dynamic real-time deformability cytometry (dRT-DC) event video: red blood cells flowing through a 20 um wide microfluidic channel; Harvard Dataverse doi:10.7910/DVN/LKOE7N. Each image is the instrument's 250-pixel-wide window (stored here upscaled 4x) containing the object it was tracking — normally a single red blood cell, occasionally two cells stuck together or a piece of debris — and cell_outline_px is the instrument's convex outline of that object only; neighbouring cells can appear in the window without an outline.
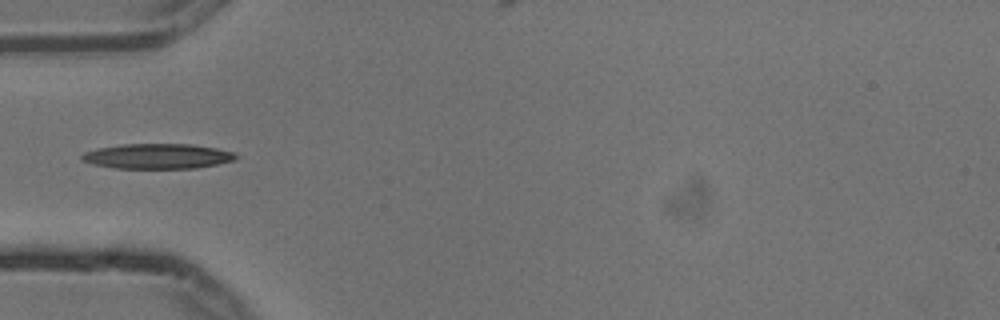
{"species": "common noctule bat (a hibernating species)", "species_latin": "Nyctalus noctula", "temperature_condition": "cold", "stored_images_in_passage": 6, "camera_frame_rate_fps": 3000, "um_per_image_px": 0.085, "animal": {"sex": "male", "body_mass_g": 13.3}, "frame": {"image": 1, "passage_image": 5, "time_ms": 1.333, "image_size_px": [1000, 320], "cell_outline_px": [[240, 156], [232, 160], [216, 164], [196, 168], [116, 168], [92, 164], [84, 160], [80, 156], [84, 152], [96, 148], [124, 144], [192, 144], [216, 148], [236, 152]], "centroid_in_image_um": [13.41, 13.27], "position_along_channel_um": 71.6, "area_um2": 22.48}}